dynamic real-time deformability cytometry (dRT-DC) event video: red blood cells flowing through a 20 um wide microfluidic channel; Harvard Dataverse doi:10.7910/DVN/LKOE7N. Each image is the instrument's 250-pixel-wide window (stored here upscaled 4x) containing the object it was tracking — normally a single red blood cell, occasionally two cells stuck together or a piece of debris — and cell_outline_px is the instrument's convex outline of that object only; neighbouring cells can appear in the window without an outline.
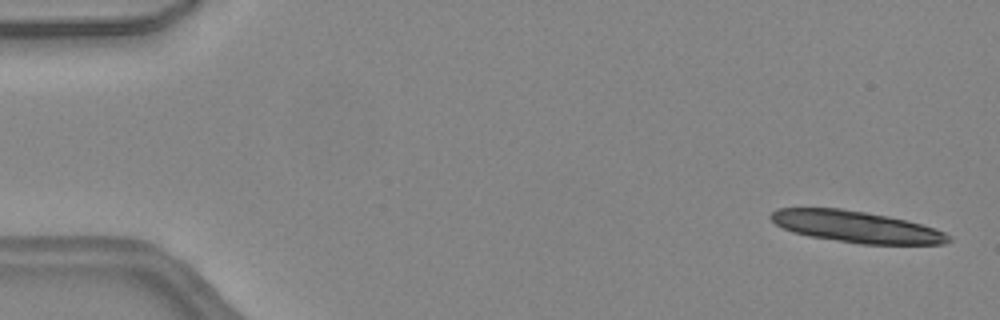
{"species": "common noctule bat (a hibernating species)", "species_latin": "Nyctalus noctula", "temperature_condition": "warm", "stored_images_in_passage": 13, "camera_frame_rate_fps": 3000, "um_per_image_px": 0.085, "animal": {"sex": "female", "body_mass_g": 24.6, "forearm_length_mm": 56.2}, "frame": {"image": 1, "passage_image": 2, "time_ms": 0.333, "image_size_px": [1000, 320], "cell_outline_px": [[952, 240], [944, 244], [860, 244], [808, 236], [792, 232], [776, 224], [768, 216], [776, 208], [840, 208], [888, 216], [908, 220], [936, 228], [952, 236]], "centroid_in_image_um": [72.8, 19.28], "position_along_channel_um": 12.2, "area_um2": 32.77}}